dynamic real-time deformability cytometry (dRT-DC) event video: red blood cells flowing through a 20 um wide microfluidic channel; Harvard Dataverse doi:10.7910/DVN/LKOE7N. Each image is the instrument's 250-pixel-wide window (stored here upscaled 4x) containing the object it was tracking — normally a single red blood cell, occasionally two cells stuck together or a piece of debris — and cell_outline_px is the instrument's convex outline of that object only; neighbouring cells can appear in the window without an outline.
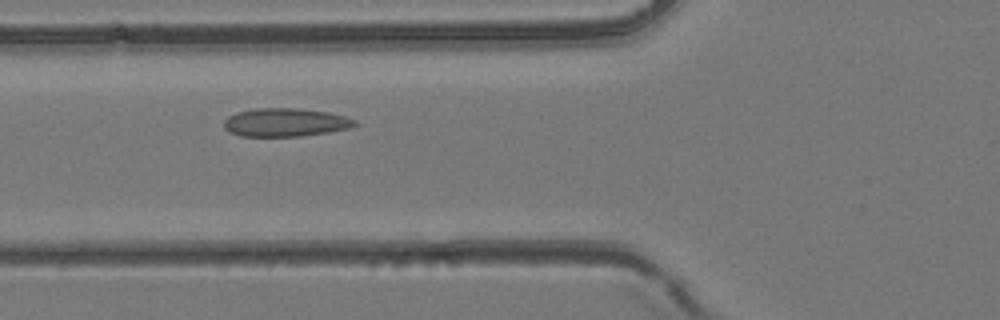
{"species": "common noctule bat (a hibernating species)", "species_latin": "Nyctalus noctula", "temperature_condition": "room temperature", "stored_images_in_passage": 21, "camera_frame_rate_fps": 3000, "um_per_image_px": 0.085, "animal": {"sex": "female", "body_mass_g": 24.6, "forearm_length_mm": 56.2}, "frame": {"image": 1, "passage_image": 3, "time_ms": 0.667, "image_size_px": [1000, 320], "cell_outline_px": [[360, 124], [348, 128], [328, 132], [300, 136], [240, 136], [228, 132], [224, 128], [224, 120], [228, 116], [236, 112], [256, 108], [296, 108], [328, 112], [344, 116], [356, 120]], "centroid_in_image_um": [24.23, 10.4], "position_along_channel_um": 101.6, "area_um2": 21.68}}
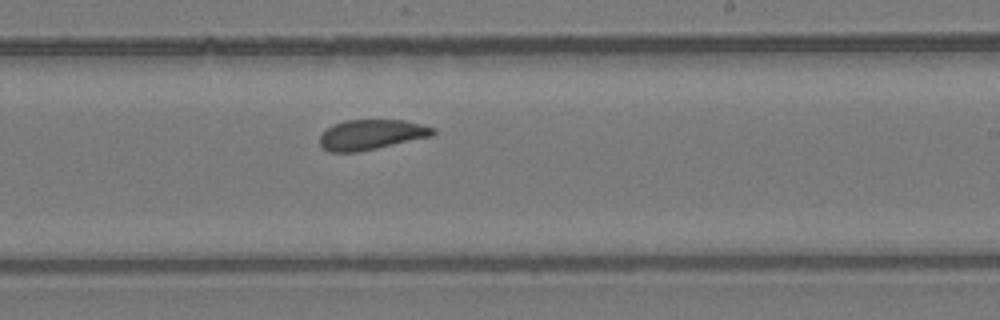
{"frame": {"image": 2, "passage_image": 13, "time_ms": 4.0, "image_size_px": [1000, 320], "cell_outline_px": [[436, 132], [432, 136], [376, 148], [356, 152], [328, 152], [320, 144], [320, 136], [332, 124], [344, 120], [404, 120], [436, 128]], "centroid_in_image_um": [31.56, 11.43], "position_along_channel_um": 257.4, "area_um2": 19.77}}
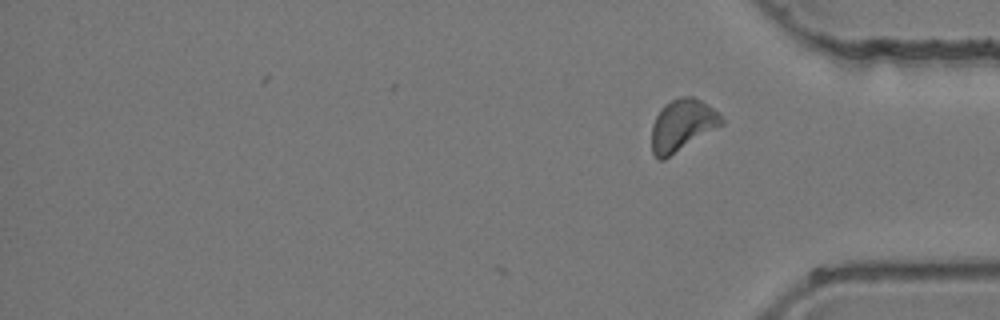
{"frame": {"image": 3, "passage_image": 21, "time_ms": 6.667, "image_size_px": [1000, 320], "cell_outline_px": [[724, 124], [664, 160], [656, 160], [652, 152], [652, 124], [660, 108], [664, 104], [680, 96], [692, 96], [708, 104], [720, 112], [724, 120]], "centroid_in_image_um": [58.0, 10.64], "position_along_channel_um": 377.2, "area_um2": 21.39}}